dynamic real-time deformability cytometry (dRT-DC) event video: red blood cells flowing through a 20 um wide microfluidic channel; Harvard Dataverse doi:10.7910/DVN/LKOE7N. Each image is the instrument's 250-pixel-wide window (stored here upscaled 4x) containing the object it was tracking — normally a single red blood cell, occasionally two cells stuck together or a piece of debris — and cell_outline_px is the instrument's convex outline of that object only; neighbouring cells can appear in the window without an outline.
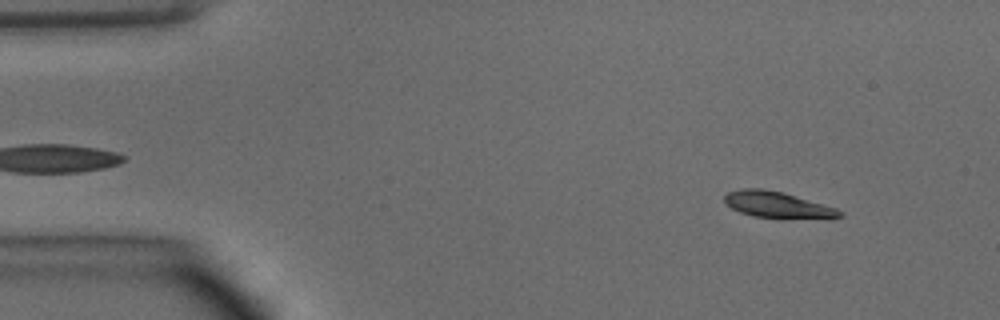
{"species": "common noctule bat (a hibernating species)", "species_latin": "Nyctalus noctula", "temperature_condition": "warm", "stored_images_in_passage": 47, "camera_frame_rate_fps": 3000, "um_per_image_px": 0.085, "animal": {"sex": "male", "body_mass_g": 15.6}, "frame": {"image": 1, "passage_image": 4, "time_ms": 1.0, "image_size_px": [1000, 320], "cell_outline_px": [[844, 216], [832, 220], [780, 220], [752, 216], [740, 212], [724, 204], [724, 196], [728, 192], [740, 188], [760, 188], [784, 192], [836, 208], [844, 212]], "centroid_in_image_um": [66.19, 17.47], "position_along_channel_um": 18.8, "area_um2": 18.79}}
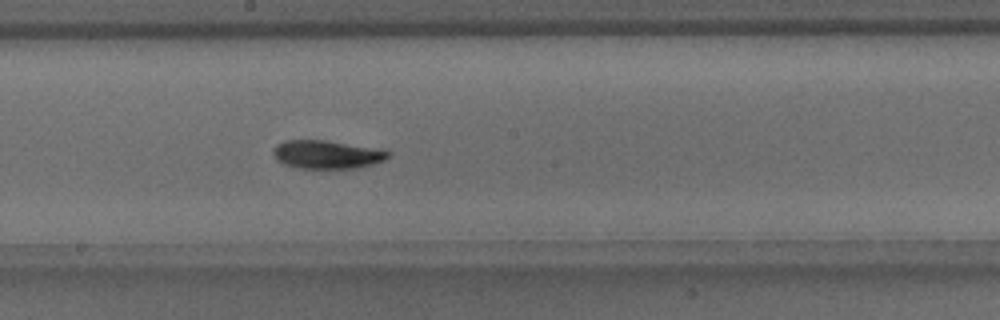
{"frame": {"image": 2, "passage_image": 25, "time_ms": 8.0, "image_size_px": [1000, 320], "cell_outline_px": [[392, 152], [384, 160], [360, 168], [300, 168], [284, 164], [276, 160], [272, 152], [272, 148], [276, 144], [284, 140], [324, 140], [384, 148]], "centroid_in_image_um": [27.81, 13.11], "position_along_channel_um": 220.4, "area_um2": 19.36}}
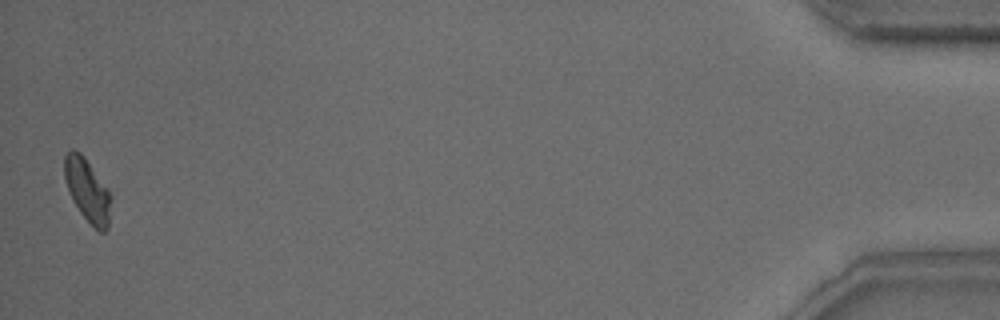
{"frame": {"image": 3, "passage_image": 47, "time_ms": 15.333, "image_size_px": [1000, 320], "cell_outline_px": [[112, 196], [108, 228], [104, 232], [100, 232], [80, 212], [72, 200], [64, 176], [64, 156], [72, 148], [80, 152], [84, 156], [108, 188]], "centroid_in_image_um": [7.44, 16.15], "position_along_channel_um": 427.8, "area_um2": 17.05}, "authors_computed_cell_mechanics": {"area_um2": 18.3226, "velocity_mm_per_s": 4.0911, "shape_relaxation_time_tau1_ms": 3.9713, "shape_relaxation_time_tau2_ms": null, "deformation_change_tau1": 0.1338, "deformation_change_tau2": null}}